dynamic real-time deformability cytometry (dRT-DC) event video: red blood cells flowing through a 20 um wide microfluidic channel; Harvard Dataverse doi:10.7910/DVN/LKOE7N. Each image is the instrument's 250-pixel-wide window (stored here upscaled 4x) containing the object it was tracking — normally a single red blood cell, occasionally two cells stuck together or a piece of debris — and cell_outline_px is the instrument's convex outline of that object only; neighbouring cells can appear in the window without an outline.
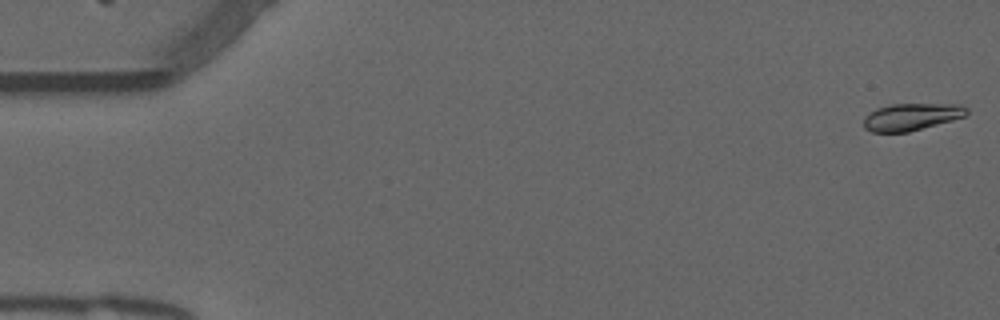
{"species": "common noctule bat (a hibernating species)", "species_latin": "Nyctalus noctula", "temperature_condition": "warm", "stored_images_in_passage": 41, "camera_frame_rate_fps": 3000, "um_per_image_px": 0.085, "animal": {"sex": "male", "forearm_length_mm": 52.5}, "frame": {"image": 1, "passage_image": 1, "time_ms": 0.0, "image_size_px": [1000, 320], "cell_outline_px": [[968, 112], [964, 116], [952, 120], [908, 132], [872, 132], [864, 128], [864, 116], [876, 108], [892, 104], [960, 104], [968, 108]], "centroid_in_image_um": [77.45, 9.92], "position_along_channel_um": 7.5, "area_um2": 16.24}}
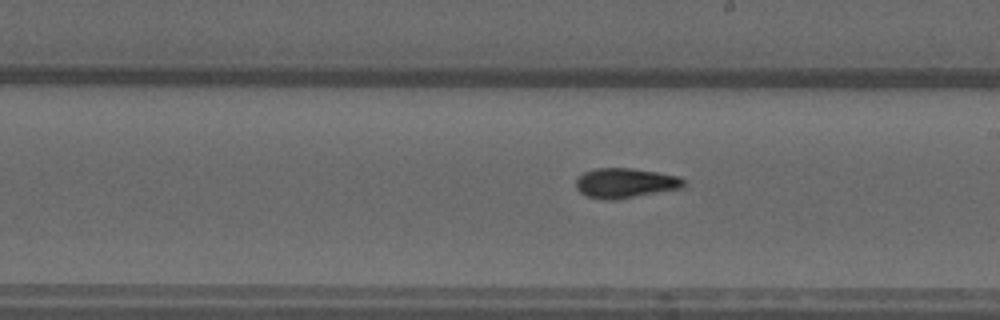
{"frame": {"image": 2, "passage_image": 18, "time_ms": 5.667, "image_size_px": [1000, 320], "cell_outline_px": [[688, 180], [684, 188], [616, 200], [608, 200], [588, 196], [580, 192], [576, 188], [576, 180], [584, 172], [596, 168], [632, 168], [680, 176]], "centroid_in_image_um": [53.22, 15.56], "position_along_channel_um": 235.8, "area_um2": 18.96}}
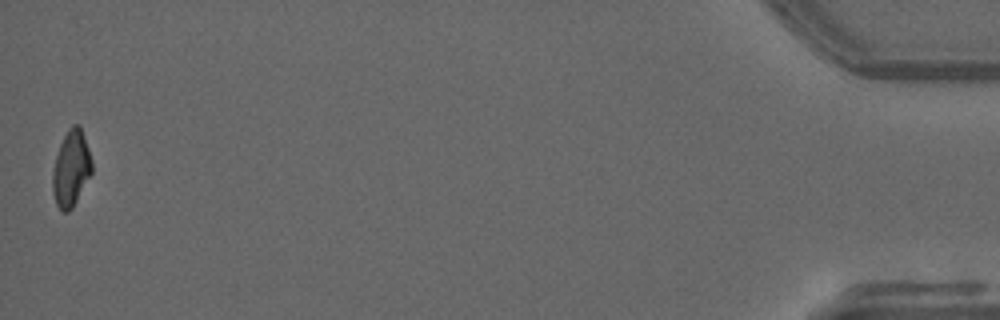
{"frame": {"image": 3, "passage_image": 41, "time_ms": 13.333, "image_size_px": [1000, 320], "cell_outline_px": [[92, 172], [72, 208], [68, 212], [64, 212], [56, 204], [52, 192], [52, 172], [56, 156], [60, 144], [68, 128], [72, 124], [80, 124], [92, 160]], "centroid_in_image_um": [6.04, 14.3], "position_along_channel_um": 429.2, "area_um2": 17.34}, "authors_computed_cell_mechanics": {"area_um2": 18.0914, "velocity_mm_per_s": 3.8093, "shape_relaxation_time_tau1_ms": null, "shape_relaxation_time_tau2_ms": 3.038, "deformation_change_tau1": null, "deformation_change_tau2": 0.102}}